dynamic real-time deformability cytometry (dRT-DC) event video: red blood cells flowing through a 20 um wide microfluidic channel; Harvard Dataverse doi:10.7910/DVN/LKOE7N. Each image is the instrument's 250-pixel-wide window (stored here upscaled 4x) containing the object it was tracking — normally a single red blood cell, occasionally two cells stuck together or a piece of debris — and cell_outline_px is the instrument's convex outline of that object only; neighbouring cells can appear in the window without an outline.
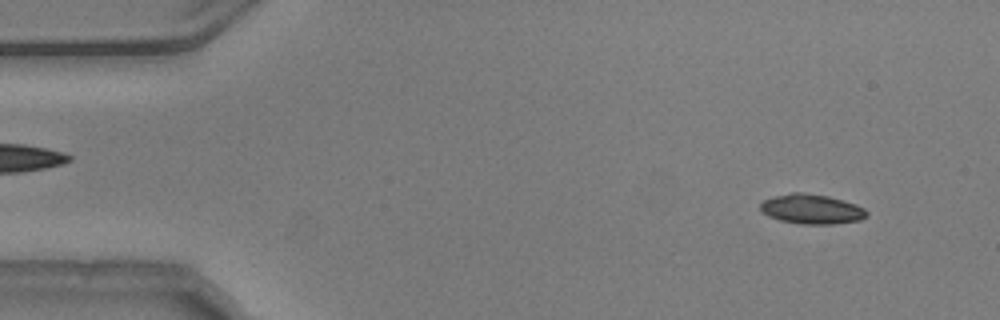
{"species": "common noctule bat (a hibernating species)", "species_latin": "Nyctalus noctula", "temperature_condition": "warm", "stored_images_in_passage": 10, "camera_frame_rate_fps": 3000, "um_per_image_px": 0.085, "animal": {"sex": "male", "body_mass_g": 20.5, "forearm_length_mm": 52.5}, "frame": {"image": 1, "passage_image": 4, "time_ms": 1.0, "image_size_px": [1000, 320], "cell_outline_px": [[868, 216], [860, 220], [832, 224], [800, 224], [780, 220], [768, 216], [760, 212], [760, 204], [764, 200], [772, 196], [792, 192], [804, 192], [828, 196], [844, 200], [856, 204], [864, 208], [868, 212]], "centroid_in_image_um": [68.98, 17.76], "position_along_channel_um": 16.0, "area_um2": 18.67}}